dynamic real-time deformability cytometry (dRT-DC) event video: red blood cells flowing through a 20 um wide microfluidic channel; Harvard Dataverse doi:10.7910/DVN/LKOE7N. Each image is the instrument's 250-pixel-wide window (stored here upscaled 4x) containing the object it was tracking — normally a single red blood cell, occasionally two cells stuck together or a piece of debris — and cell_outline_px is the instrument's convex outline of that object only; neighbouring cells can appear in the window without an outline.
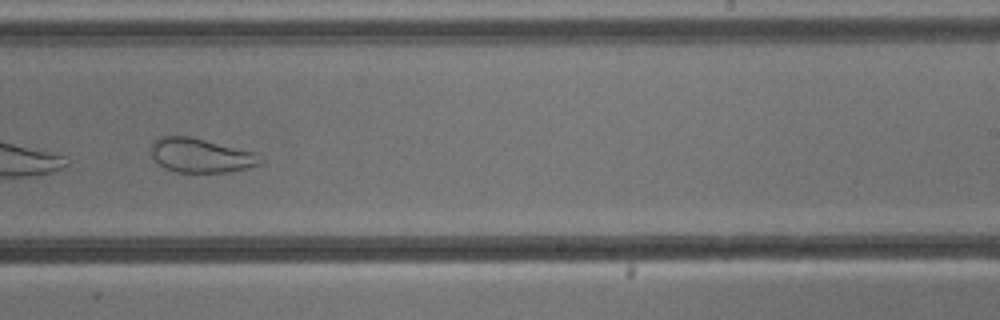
{"species": "common noctule bat (a hibernating species)", "species_latin": "Nyctalus noctula", "temperature_condition": "cold", "stored_images_in_passage": 10, "camera_frame_rate_fps": 3000, "um_per_image_px": 0.085, "animal": {"sex": "male", "body_mass_g": 13.3}, "frame": {"image": 1, "passage_image": 10, "time_ms": 10.333, "image_size_px": [1000, 320], "cell_outline_px": [[264, 160], [260, 164], [248, 168], [228, 172], [176, 172], [164, 168], [152, 156], [152, 140], [160, 136], [188, 136], [256, 152], [264, 156]], "centroid_in_image_um": [17.11, 13.21], "position_along_channel_um": 271.9, "area_um2": 21.91}}